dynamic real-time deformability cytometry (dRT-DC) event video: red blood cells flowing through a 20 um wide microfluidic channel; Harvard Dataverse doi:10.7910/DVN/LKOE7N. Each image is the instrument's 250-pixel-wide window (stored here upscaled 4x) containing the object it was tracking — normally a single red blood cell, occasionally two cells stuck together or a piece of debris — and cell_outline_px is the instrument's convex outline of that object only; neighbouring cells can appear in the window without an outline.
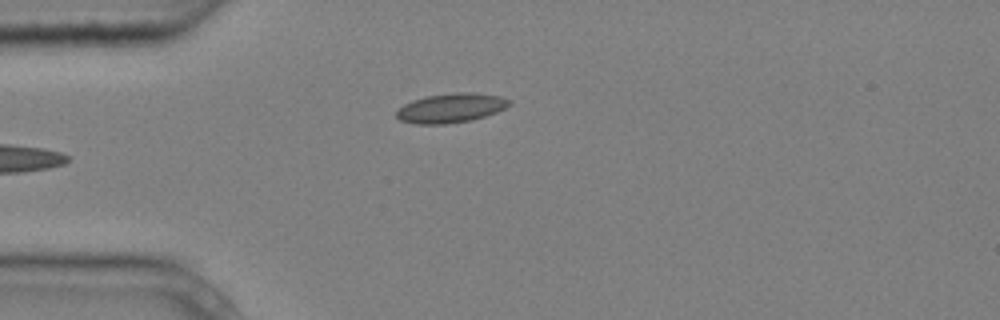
{"species": "common noctule bat (a hibernating species)", "species_latin": "Nyctalus noctula", "temperature_condition": "cold", "stored_images_in_passage": 4, "camera_frame_rate_fps": 3000, "um_per_image_px": 0.085, "animal": {"sex": "male", "body_mass_g": 20.4}, "frame": {"image": 1, "passage_image": 4, "time_ms": 1.0, "image_size_px": [1000, 320], "cell_outline_px": [[512, 104], [496, 112], [472, 120], [448, 124], [416, 124], [400, 120], [396, 116], [396, 112], [404, 104], [412, 100], [428, 96], [456, 92], [472, 92], [504, 96], [512, 100]], "centroid_in_image_um": [38.37, 9.17], "position_along_channel_um": 46.6, "area_um2": 19.42}}